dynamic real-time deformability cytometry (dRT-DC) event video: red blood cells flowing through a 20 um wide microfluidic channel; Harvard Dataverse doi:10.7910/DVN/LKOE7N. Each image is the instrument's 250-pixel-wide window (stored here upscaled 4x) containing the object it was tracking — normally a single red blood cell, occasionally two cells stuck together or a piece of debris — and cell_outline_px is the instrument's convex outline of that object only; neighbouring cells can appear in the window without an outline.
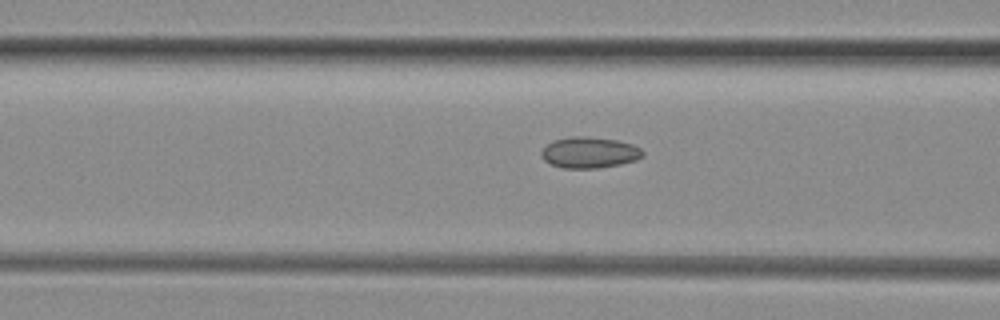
{"species": "common noctule bat (a hibernating species)", "species_latin": "Nyctalus noctula", "temperature_condition": "room temperature", "stored_images_in_passage": 14, "camera_frame_rate_fps": 3000, "um_per_image_px": 0.085, "animal": {"sex": "female", "body_mass_g": 29.2, "forearm_length_mm": 56.3}, "frame": {"image": 1, "passage_image": 12, "time_ms": 3.667, "image_size_px": [1000, 320], "cell_outline_px": [[644, 156], [636, 160], [620, 164], [596, 168], [564, 168], [552, 164], [544, 160], [540, 156], [540, 152], [552, 140], [572, 136], [584, 136], [616, 140], [632, 144], [640, 148], [644, 152]], "centroid_in_image_um": [50.09, 12.96], "position_along_channel_um": 116.5, "area_um2": 18.32}}